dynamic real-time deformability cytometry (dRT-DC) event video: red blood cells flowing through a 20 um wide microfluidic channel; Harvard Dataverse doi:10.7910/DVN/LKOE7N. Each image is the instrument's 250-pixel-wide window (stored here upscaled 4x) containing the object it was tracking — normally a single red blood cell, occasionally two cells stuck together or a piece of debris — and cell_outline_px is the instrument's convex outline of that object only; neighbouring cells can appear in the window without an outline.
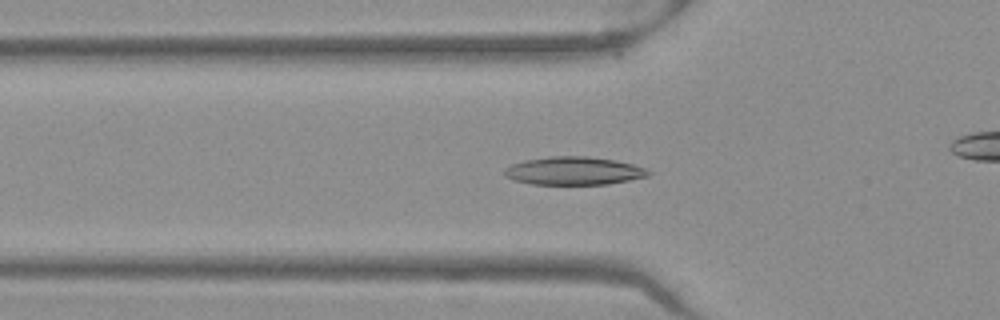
{"species": "Egyptian fruit bat (a non-hibernating species)", "species_latin": "Rousettus aegyptiacus", "temperature_condition": "warm", "stored_images_in_passage": 52, "camera_frame_rate_fps": 3000, "um_per_image_px": 0.085, "frame": {"image": 1, "passage_image": 17, "time_ms": 5.333, "image_size_px": [1000, 320], "cell_outline_px": [[652, 172], [648, 176], [608, 184], [532, 184], [512, 180], [504, 176], [504, 168], [512, 164], [524, 160], [548, 156], [588, 156], [612, 160], [632, 164], [644, 168]], "centroid_in_image_um": [48.72, 14.52], "position_along_channel_um": 77.1, "area_um2": 23.52}}
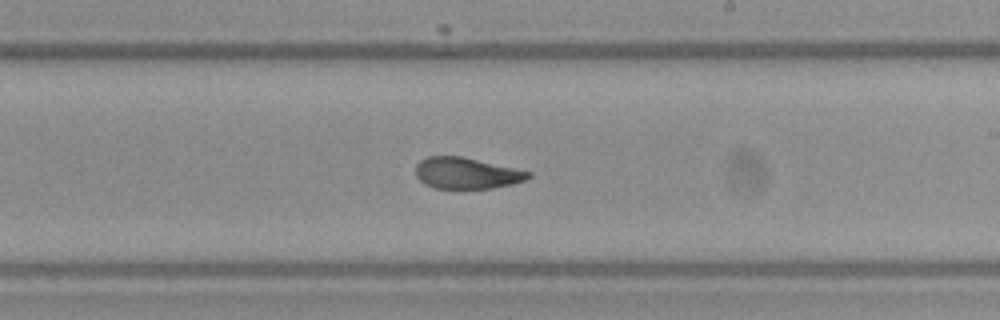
{"frame": {"image": 2, "passage_image": 30, "time_ms": 9.667, "image_size_px": [1000, 320], "cell_outline_px": [[532, 176], [524, 180], [512, 184], [492, 188], [436, 188], [424, 184], [416, 176], [416, 164], [420, 160], [428, 156], [460, 156], [532, 172]], "centroid_in_image_um": [39.64, 14.72], "position_along_channel_um": 249.4, "area_um2": 20.35}}
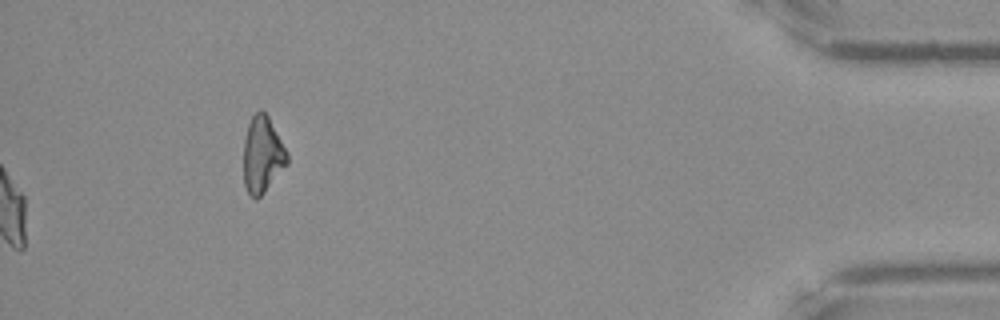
{"frame": {"image": 3, "passage_image": 52, "time_ms": 17.0, "image_size_px": [1000, 320], "cell_outline_px": [[288, 164], [264, 192], [256, 200], [248, 192], [244, 184], [244, 140], [248, 124], [252, 116], [260, 108], [268, 116], [288, 152]], "centroid_in_image_um": [22.31, 13.14], "position_along_channel_um": 412.9, "area_um2": 19.36}, "authors_computed_cell_mechanics": {"area_um2": 22.0796, "velocity_mm_per_s": 3.9548, "shape_relaxation_time_tau1_ms": 4.7309, "shape_relaxation_time_tau2_ms": 1.7046, "deformation_change_tau1": 0.1604, "deformation_change_tau2": 0.0602}}